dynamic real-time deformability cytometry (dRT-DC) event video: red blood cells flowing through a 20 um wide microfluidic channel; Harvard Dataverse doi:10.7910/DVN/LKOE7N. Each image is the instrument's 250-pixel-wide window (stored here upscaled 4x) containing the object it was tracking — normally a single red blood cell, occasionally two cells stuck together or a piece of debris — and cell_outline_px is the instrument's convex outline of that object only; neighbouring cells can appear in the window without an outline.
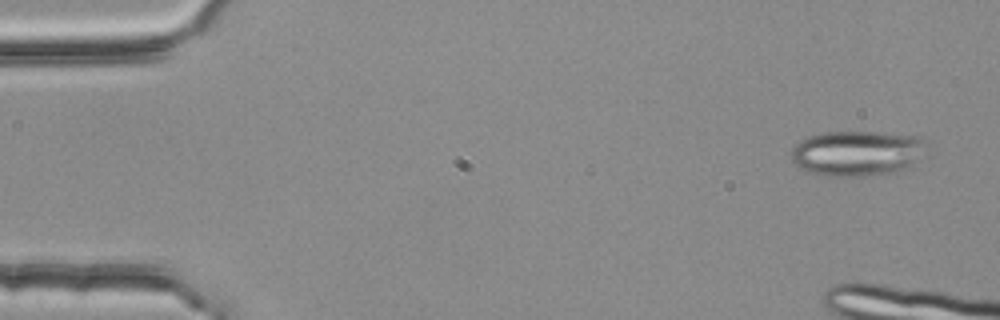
{"species": "common noctule bat (a hibernating species)", "species_latin": "Nyctalus noctula", "temperature_condition": "room temperature", "stored_images_in_passage": 6, "camera_frame_rate_fps": 3000, "um_per_image_px": 0.085, "animal": {"sex": "female", "body_mass_g": 25.1}, "frame": {"image": 1, "passage_image": 1, "time_ms": 0.0, "image_size_px": [1000, 320], "cell_outline_px": [[924, 140], [908, 164], [900, 172], [868, 176], [820, 176], [804, 172], [796, 168], [792, 160], [792, 148], [804, 136], [820, 132], [884, 132], [920, 136]], "centroid_in_image_um": [72.64, 13.03], "position_along_channel_um": 12.4, "area_um2": 35.55}}